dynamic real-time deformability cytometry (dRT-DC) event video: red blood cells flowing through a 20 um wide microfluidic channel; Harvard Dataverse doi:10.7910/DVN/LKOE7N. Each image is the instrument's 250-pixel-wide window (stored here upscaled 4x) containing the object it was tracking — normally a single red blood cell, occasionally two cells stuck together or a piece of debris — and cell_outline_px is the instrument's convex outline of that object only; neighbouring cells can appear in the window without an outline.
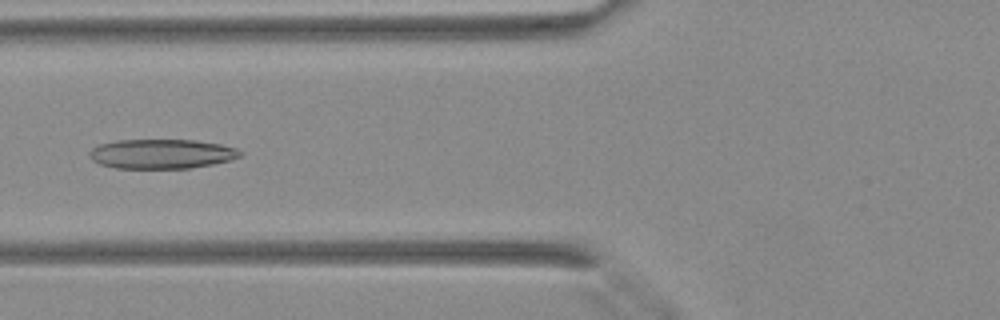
{"species": "Egyptian fruit bat (a non-hibernating species)", "species_latin": "Rousettus aegyptiacus", "temperature_condition": "warm", "stored_images_in_passage": 27, "camera_frame_rate_fps": 3000, "um_per_image_px": 0.085, "animal": {"sex": "female"}, "frame": {"image": 1, "passage_image": 11, "time_ms": 3.333, "image_size_px": [1000, 320], "cell_outline_px": [[244, 152], [240, 156], [228, 160], [212, 164], [188, 168], [116, 168], [100, 164], [92, 160], [88, 156], [88, 152], [92, 148], [100, 144], [116, 140], [196, 140], [220, 144], [236, 148]], "centroid_in_image_um": [13.71, 13.07], "position_along_channel_um": 112.1, "area_um2": 25.89}}
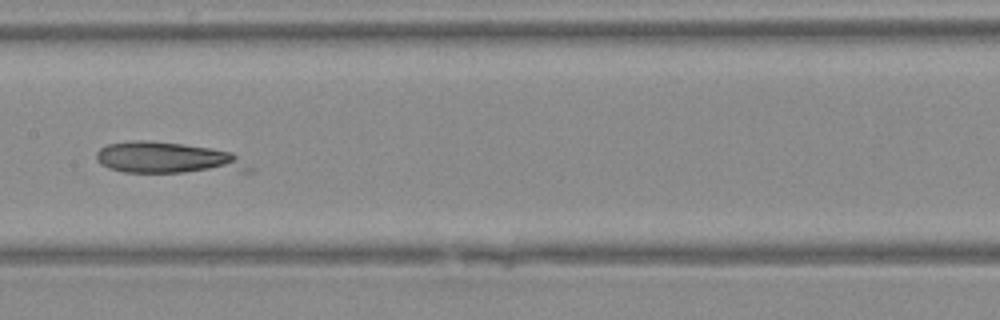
{"frame": {"image": 2, "passage_image": 16, "time_ms": 5.0, "image_size_px": [1000, 320], "cell_outline_px": [[252, 172], [124, 172], [108, 168], [100, 164], [96, 160], [96, 152], [100, 148], [108, 144], [136, 140], [148, 140], [212, 148], [232, 152], [252, 168]], "centroid_in_image_um": [14.27, 13.44], "position_along_channel_um": 193.1, "area_um2": 27.98}}
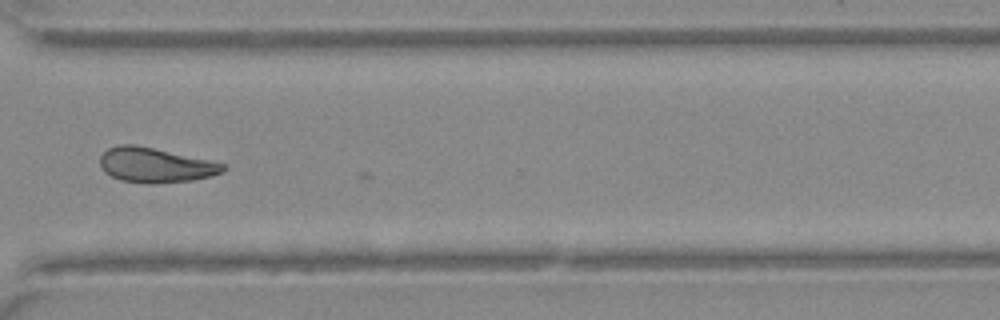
{"frame": {"image": 3, "passage_image": 26, "time_ms": 8.333, "image_size_px": [1000, 320], "cell_outline_px": [[228, 168], [224, 172], [212, 176], [192, 180], [148, 184], [120, 180], [104, 172], [100, 164], [100, 156], [108, 148], [120, 144], [136, 144], [208, 160], [224, 164]], "centroid_in_image_um": [13.2, 14.03], "position_along_channel_um": 357.4, "area_um2": 24.91}}